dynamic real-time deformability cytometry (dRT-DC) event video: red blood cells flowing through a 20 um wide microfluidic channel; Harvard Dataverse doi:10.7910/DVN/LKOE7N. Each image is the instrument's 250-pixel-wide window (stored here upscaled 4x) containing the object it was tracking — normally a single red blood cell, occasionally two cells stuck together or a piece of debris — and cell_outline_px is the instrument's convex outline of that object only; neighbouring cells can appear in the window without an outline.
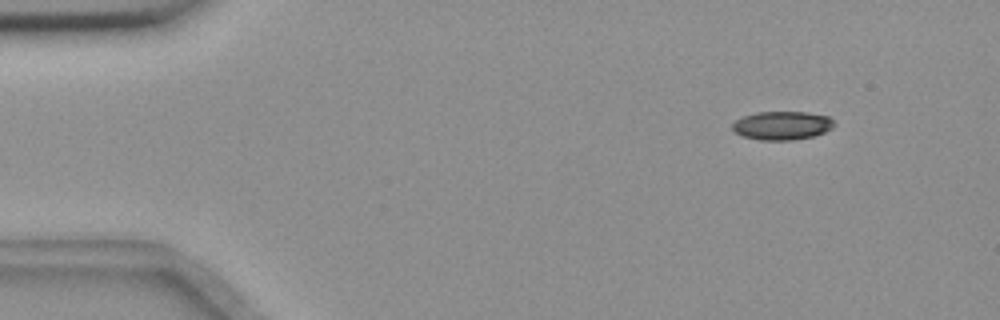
{"species": "common noctule bat (a hibernating species)", "species_latin": "Nyctalus noctula", "temperature_condition": "room temperature", "stored_images_in_passage": 57, "segment_of_instrument_passage": [1, 2], "camera_frame_rate_fps": 3000, "um_per_image_px": 0.085, "animal": {"sex": "female", "body_mass_g": 18.4}, "frame": {"image": 1, "passage_image": 6, "time_ms": 1.667, "image_size_px": [1000, 320], "cell_outline_px": [[836, 124], [832, 128], [824, 132], [812, 136], [792, 140], [760, 140], [744, 136], [736, 132], [732, 128], [732, 124], [736, 120], [744, 116], [756, 112], [808, 112], [828, 116]], "centroid_in_image_um": [66.49, 10.66], "position_along_channel_um": 18.5, "area_um2": 16.82}}
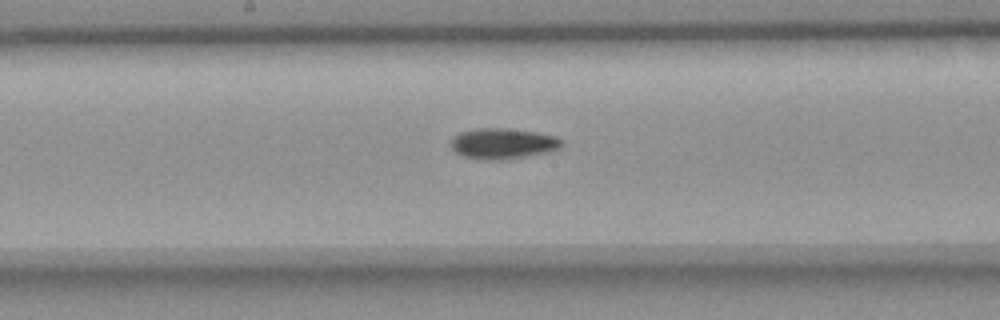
{"frame": {"image": 2, "passage_image": 29, "time_ms": 9.333, "image_size_px": [1000, 320], "cell_outline_px": [[564, 144], [556, 148], [544, 152], [496, 160], [488, 160], [464, 156], [456, 152], [452, 148], [452, 136], [460, 132], [476, 128], [508, 128], [536, 132], [556, 136], [564, 140]], "centroid_in_image_um": [42.72, 12.17], "position_along_channel_um": 205.5, "area_um2": 19.42}}
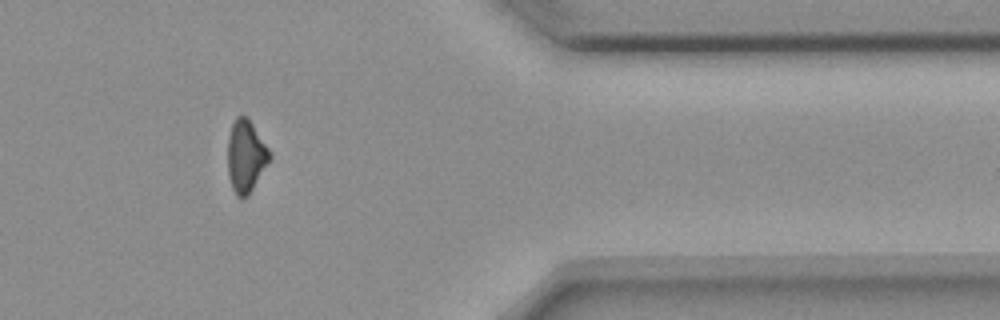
{"frame": {"image": 3, "passage_image": 46, "time_ms": 15.0, "image_size_px": [1000, 320], "cell_outline_px": [[272, 156], [248, 196], [236, 196], [232, 188], [228, 176], [228, 136], [232, 124], [236, 116], [248, 116], [268, 148]], "centroid_in_image_um": [20.89, 13.25], "position_along_channel_um": 390.5, "area_um2": 17.57}}